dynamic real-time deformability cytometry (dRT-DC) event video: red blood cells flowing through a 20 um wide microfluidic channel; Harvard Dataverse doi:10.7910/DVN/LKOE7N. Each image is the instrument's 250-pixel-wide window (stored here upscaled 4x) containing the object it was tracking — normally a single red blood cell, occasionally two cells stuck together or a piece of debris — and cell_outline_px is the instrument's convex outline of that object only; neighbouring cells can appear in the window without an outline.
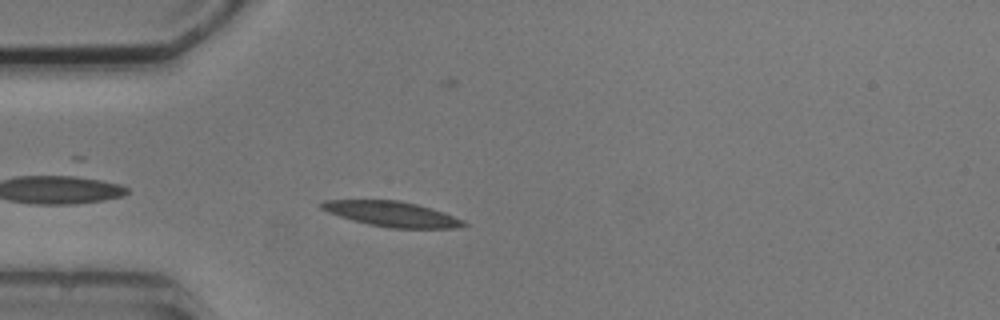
{"species": "common noctule bat (a hibernating species)", "species_latin": "Nyctalus noctula", "temperature_condition": "cold", "stored_images_in_passage": 6, "camera_frame_rate_fps": 3000, "um_per_image_px": 0.085, "animal": {"sex": "male", "body_mass_g": 20.5, "forearm_length_mm": 52.5}, "frame": {"image": 1, "passage_image": 3, "time_ms": 2.333, "image_size_px": [1000, 320], "cell_outline_px": [[468, 224], [456, 228], [388, 228], [368, 224], [352, 220], [328, 212], [320, 208], [320, 204], [324, 200], [396, 200], [416, 204], [432, 208], [444, 212], [464, 220]], "centroid_in_image_um": [33.32, 18.19], "position_along_channel_um": 51.7, "area_um2": 20.81}}